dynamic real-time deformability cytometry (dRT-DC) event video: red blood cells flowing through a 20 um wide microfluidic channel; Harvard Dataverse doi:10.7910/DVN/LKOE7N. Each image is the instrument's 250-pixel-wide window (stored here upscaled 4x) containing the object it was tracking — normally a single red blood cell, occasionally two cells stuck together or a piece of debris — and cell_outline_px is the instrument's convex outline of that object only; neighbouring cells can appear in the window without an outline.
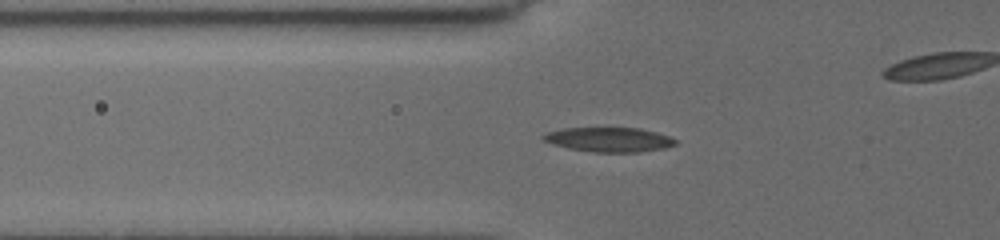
{"species": "common noctule bat (a hibernating species)", "species_latin": "Nyctalus noctula", "temperature_condition": "cold", "stored_images_in_passage": 85, "camera_frame_rate_fps": 3000, "um_per_image_px": 0.085, "animal": {"sex": "female", "body_mass_g": 19.5, "forearm_length_mm": 54.1}, "frame": {"image": 1, "passage_image": 2, "time_ms": 0.333, "image_size_px": [1000, 240], "cell_outline_px": [[676, 144], [664, 148], [640, 152], [592, 152], [568, 148], [544, 140], [540, 136], [548, 132], [564, 128], [640, 128], [656, 132], [668, 136], [676, 140]], "centroid_in_image_um": [51.78, 11.86], "position_along_channel_um": 74.0, "area_um2": 18.67}}
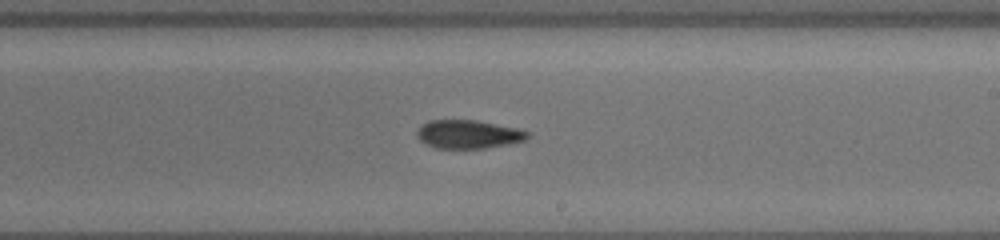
{"frame": {"image": 2, "passage_image": 31, "time_ms": 5.0, "image_size_px": [1000, 240], "cell_outline_px": [[528, 136], [524, 140], [508, 144], [484, 148], [436, 148], [420, 140], [416, 132], [428, 120], [476, 120], [516, 128], [528, 132]], "centroid_in_image_um": [39.8, 11.41], "position_along_channel_um": 249.2, "area_um2": 17.98}}
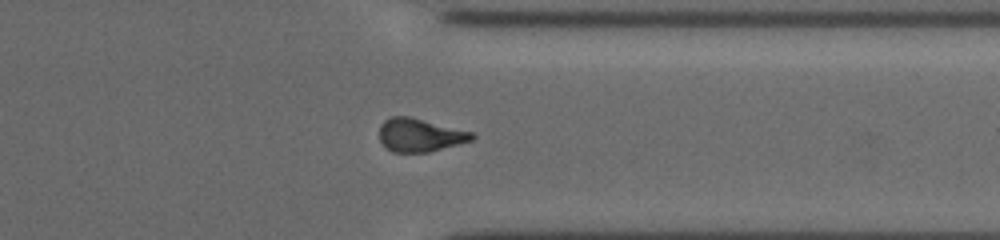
{"frame": {"image": 3, "passage_image": 61, "time_ms": 8.333, "image_size_px": [1000, 240], "cell_outline_px": [[476, 136], [472, 140], [428, 152], [392, 152], [380, 140], [380, 124], [384, 120], [392, 116], [408, 116], [472, 132]], "centroid_in_image_um": [35.67, 11.47], "position_along_channel_um": 375.7, "area_um2": 17.63}, "authors_computed_cell_mechanics": {"area_um2": 17.9758, "velocity_mm_per_s": 3.7896, "shape_relaxation_time_tau1_ms": 5.117, "shape_relaxation_time_tau2_ms": 5.846, "deformation_change_tau1": 0.1503, "deformation_change_tau2": 0.1454}}